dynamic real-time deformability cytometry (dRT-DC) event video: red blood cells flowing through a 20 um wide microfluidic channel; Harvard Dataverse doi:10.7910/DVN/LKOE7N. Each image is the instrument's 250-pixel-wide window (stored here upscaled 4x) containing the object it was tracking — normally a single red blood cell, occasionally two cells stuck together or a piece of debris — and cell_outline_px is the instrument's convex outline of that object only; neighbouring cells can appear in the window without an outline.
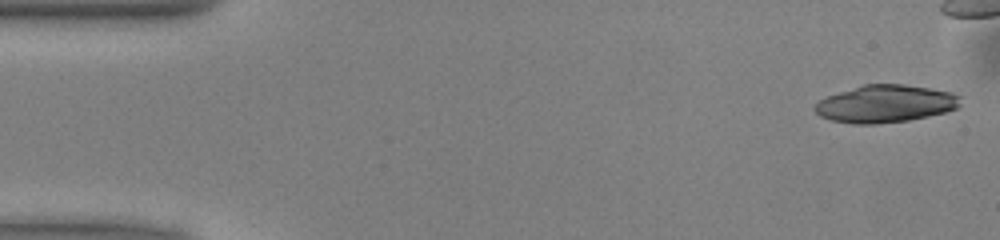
{"species": "common noctule bat (a hibernating species)", "species_latin": "Nyctalus noctula", "temperature_condition": "warm", "stored_images_in_passage": 40, "camera_frame_rate_fps": 3000, "um_per_image_px": 0.085, "animal": {"sex": "male", "body_mass_g": 13.0, "forearm_length_mm": 53.1}, "frame": {"image": 1, "passage_image": 1, "time_ms": 0.0, "image_size_px": [1000, 240], "cell_outline_px": [[960, 108], [928, 116], [908, 120], [876, 124], [852, 124], [832, 120], [820, 116], [812, 108], [820, 100], [828, 96], [864, 84], [904, 84], [952, 92], [960, 96]], "centroid_in_image_um": [75.28, 8.82], "position_along_channel_um": 9.7, "area_um2": 31.67}}